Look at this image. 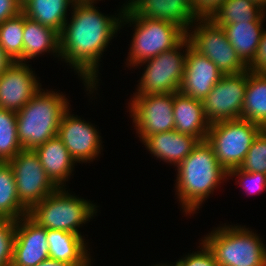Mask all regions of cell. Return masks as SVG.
<instances>
[{
  "instance_id": "cell-32",
  "label": "cell",
  "mask_w": 266,
  "mask_h": 266,
  "mask_svg": "<svg viewBox=\"0 0 266 266\" xmlns=\"http://www.w3.org/2000/svg\"><path fill=\"white\" fill-rule=\"evenodd\" d=\"M240 178L239 185L245 188V191L251 194L260 193L266 189V174L257 172L242 171L239 168L228 172V177L236 176Z\"/></svg>"
},
{
  "instance_id": "cell-28",
  "label": "cell",
  "mask_w": 266,
  "mask_h": 266,
  "mask_svg": "<svg viewBox=\"0 0 266 266\" xmlns=\"http://www.w3.org/2000/svg\"><path fill=\"white\" fill-rule=\"evenodd\" d=\"M24 23L23 12L0 23V46L14 62L23 63Z\"/></svg>"
},
{
  "instance_id": "cell-13",
  "label": "cell",
  "mask_w": 266,
  "mask_h": 266,
  "mask_svg": "<svg viewBox=\"0 0 266 266\" xmlns=\"http://www.w3.org/2000/svg\"><path fill=\"white\" fill-rule=\"evenodd\" d=\"M57 137L64 143L76 163L92 161L100 153L102 142L97 129L71 115L69 109L62 116Z\"/></svg>"
},
{
  "instance_id": "cell-6",
  "label": "cell",
  "mask_w": 266,
  "mask_h": 266,
  "mask_svg": "<svg viewBox=\"0 0 266 266\" xmlns=\"http://www.w3.org/2000/svg\"><path fill=\"white\" fill-rule=\"evenodd\" d=\"M96 207L83 198L72 196L65 188H58L34 205L28 211V216L46 229L63 230L81 235L78 227L90 221L89 219L97 213Z\"/></svg>"
},
{
  "instance_id": "cell-20",
  "label": "cell",
  "mask_w": 266,
  "mask_h": 266,
  "mask_svg": "<svg viewBox=\"0 0 266 266\" xmlns=\"http://www.w3.org/2000/svg\"><path fill=\"white\" fill-rule=\"evenodd\" d=\"M34 150L47 176L58 188H63L76 163L64 143L56 136Z\"/></svg>"
},
{
  "instance_id": "cell-24",
  "label": "cell",
  "mask_w": 266,
  "mask_h": 266,
  "mask_svg": "<svg viewBox=\"0 0 266 266\" xmlns=\"http://www.w3.org/2000/svg\"><path fill=\"white\" fill-rule=\"evenodd\" d=\"M76 0H29L22 6V12L38 23L61 34L67 21V9Z\"/></svg>"
},
{
  "instance_id": "cell-3",
  "label": "cell",
  "mask_w": 266,
  "mask_h": 266,
  "mask_svg": "<svg viewBox=\"0 0 266 266\" xmlns=\"http://www.w3.org/2000/svg\"><path fill=\"white\" fill-rule=\"evenodd\" d=\"M67 98L54 91H39L18 112L17 137L23 149H35L57 136L63 114L69 109Z\"/></svg>"
},
{
  "instance_id": "cell-11",
  "label": "cell",
  "mask_w": 266,
  "mask_h": 266,
  "mask_svg": "<svg viewBox=\"0 0 266 266\" xmlns=\"http://www.w3.org/2000/svg\"><path fill=\"white\" fill-rule=\"evenodd\" d=\"M248 70L224 74L202 100L203 111L209 124L241 119Z\"/></svg>"
},
{
  "instance_id": "cell-12",
  "label": "cell",
  "mask_w": 266,
  "mask_h": 266,
  "mask_svg": "<svg viewBox=\"0 0 266 266\" xmlns=\"http://www.w3.org/2000/svg\"><path fill=\"white\" fill-rule=\"evenodd\" d=\"M133 96L130 116L142 141L150 135L174 129V93Z\"/></svg>"
},
{
  "instance_id": "cell-5",
  "label": "cell",
  "mask_w": 266,
  "mask_h": 266,
  "mask_svg": "<svg viewBox=\"0 0 266 266\" xmlns=\"http://www.w3.org/2000/svg\"><path fill=\"white\" fill-rule=\"evenodd\" d=\"M124 22H132L136 26L128 54L129 66H139L143 61L173 49L186 37L179 26L168 21L138 16L132 10H123L121 25Z\"/></svg>"
},
{
  "instance_id": "cell-18",
  "label": "cell",
  "mask_w": 266,
  "mask_h": 266,
  "mask_svg": "<svg viewBox=\"0 0 266 266\" xmlns=\"http://www.w3.org/2000/svg\"><path fill=\"white\" fill-rule=\"evenodd\" d=\"M174 130L182 134L207 140L210 124L208 123L201 100L187 96L180 91L174 93Z\"/></svg>"
},
{
  "instance_id": "cell-33",
  "label": "cell",
  "mask_w": 266,
  "mask_h": 266,
  "mask_svg": "<svg viewBox=\"0 0 266 266\" xmlns=\"http://www.w3.org/2000/svg\"><path fill=\"white\" fill-rule=\"evenodd\" d=\"M201 251L186 255L177 261L178 266H218L215 257L208 246L202 241Z\"/></svg>"
},
{
  "instance_id": "cell-14",
  "label": "cell",
  "mask_w": 266,
  "mask_h": 266,
  "mask_svg": "<svg viewBox=\"0 0 266 266\" xmlns=\"http://www.w3.org/2000/svg\"><path fill=\"white\" fill-rule=\"evenodd\" d=\"M24 62H13L0 75V108L18 112L41 89V83Z\"/></svg>"
},
{
  "instance_id": "cell-22",
  "label": "cell",
  "mask_w": 266,
  "mask_h": 266,
  "mask_svg": "<svg viewBox=\"0 0 266 266\" xmlns=\"http://www.w3.org/2000/svg\"><path fill=\"white\" fill-rule=\"evenodd\" d=\"M58 53L60 57V34L25 15L23 33V61L33 59L44 52Z\"/></svg>"
},
{
  "instance_id": "cell-2",
  "label": "cell",
  "mask_w": 266,
  "mask_h": 266,
  "mask_svg": "<svg viewBox=\"0 0 266 266\" xmlns=\"http://www.w3.org/2000/svg\"><path fill=\"white\" fill-rule=\"evenodd\" d=\"M177 171L176 192L187 214L198 210L221 180L228 177V172L218 163L213 147L206 140L198 143L177 166Z\"/></svg>"
},
{
  "instance_id": "cell-19",
  "label": "cell",
  "mask_w": 266,
  "mask_h": 266,
  "mask_svg": "<svg viewBox=\"0 0 266 266\" xmlns=\"http://www.w3.org/2000/svg\"><path fill=\"white\" fill-rule=\"evenodd\" d=\"M142 142L155 157L173 163L177 167L193 151L200 140L173 129L150 135Z\"/></svg>"
},
{
  "instance_id": "cell-9",
  "label": "cell",
  "mask_w": 266,
  "mask_h": 266,
  "mask_svg": "<svg viewBox=\"0 0 266 266\" xmlns=\"http://www.w3.org/2000/svg\"><path fill=\"white\" fill-rule=\"evenodd\" d=\"M193 32L186 37L191 47L211 60L223 74H236L248 70L229 43L226 32L211 19H199ZM199 24V25H198Z\"/></svg>"
},
{
  "instance_id": "cell-40",
  "label": "cell",
  "mask_w": 266,
  "mask_h": 266,
  "mask_svg": "<svg viewBox=\"0 0 266 266\" xmlns=\"http://www.w3.org/2000/svg\"><path fill=\"white\" fill-rule=\"evenodd\" d=\"M251 2H253L254 4L258 5L259 7H261L263 10H266V0H249Z\"/></svg>"
},
{
  "instance_id": "cell-35",
  "label": "cell",
  "mask_w": 266,
  "mask_h": 266,
  "mask_svg": "<svg viewBox=\"0 0 266 266\" xmlns=\"http://www.w3.org/2000/svg\"><path fill=\"white\" fill-rule=\"evenodd\" d=\"M248 70L255 73L266 74V31L264 30L253 61Z\"/></svg>"
},
{
  "instance_id": "cell-23",
  "label": "cell",
  "mask_w": 266,
  "mask_h": 266,
  "mask_svg": "<svg viewBox=\"0 0 266 266\" xmlns=\"http://www.w3.org/2000/svg\"><path fill=\"white\" fill-rule=\"evenodd\" d=\"M229 43L240 59L248 66L255 58L264 31L263 22H239L222 27Z\"/></svg>"
},
{
  "instance_id": "cell-10",
  "label": "cell",
  "mask_w": 266,
  "mask_h": 266,
  "mask_svg": "<svg viewBox=\"0 0 266 266\" xmlns=\"http://www.w3.org/2000/svg\"><path fill=\"white\" fill-rule=\"evenodd\" d=\"M8 163L14 173L19 201L28 210L58 189L47 176L35 150L22 149Z\"/></svg>"
},
{
  "instance_id": "cell-30",
  "label": "cell",
  "mask_w": 266,
  "mask_h": 266,
  "mask_svg": "<svg viewBox=\"0 0 266 266\" xmlns=\"http://www.w3.org/2000/svg\"><path fill=\"white\" fill-rule=\"evenodd\" d=\"M239 169L266 174V128L254 139Z\"/></svg>"
},
{
  "instance_id": "cell-26",
  "label": "cell",
  "mask_w": 266,
  "mask_h": 266,
  "mask_svg": "<svg viewBox=\"0 0 266 266\" xmlns=\"http://www.w3.org/2000/svg\"><path fill=\"white\" fill-rule=\"evenodd\" d=\"M19 201L13 170L8 162H0V219L17 221L28 215Z\"/></svg>"
},
{
  "instance_id": "cell-31",
  "label": "cell",
  "mask_w": 266,
  "mask_h": 266,
  "mask_svg": "<svg viewBox=\"0 0 266 266\" xmlns=\"http://www.w3.org/2000/svg\"><path fill=\"white\" fill-rule=\"evenodd\" d=\"M16 221L0 219V266H11L15 241Z\"/></svg>"
},
{
  "instance_id": "cell-41",
  "label": "cell",
  "mask_w": 266,
  "mask_h": 266,
  "mask_svg": "<svg viewBox=\"0 0 266 266\" xmlns=\"http://www.w3.org/2000/svg\"><path fill=\"white\" fill-rule=\"evenodd\" d=\"M21 6H23L29 0H17Z\"/></svg>"
},
{
  "instance_id": "cell-34",
  "label": "cell",
  "mask_w": 266,
  "mask_h": 266,
  "mask_svg": "<svg viewBox=\"0 0 266 266\" xmlns=\"http://www.w3.org/2000/svg\"><path fill=\"white\" fill-rule=\"evenodd\" d=\"M225 0H191V7L198 19H211Z\"/></svg>"
},
{
  "instance_id": "cell-27",
  "label": "cell",
  "mask_w": 266,
  "mask_h": 266,
  "mask_svg": "<svg viewBox=\"0 0 266 266\" xmlns=\"http://www.w3.org/2000/svg\"><path fill=\"white\" fill-rule=\"evenodd\" d=\"M264 12L249 0H225L211 20L219 27L239 22H264Z\"/></svg>"
},
{
  "instance_id": "cell-1",
  "label": "cell",
  "mask_w": 266,
  "mask_h": 266,
  "mask_svg": "<svg viewBox=\"0 0 266 266\" xmlns=\"http://www.w3.org/2000/svg\"><path fill=\"white\" fill-rule=\"evenodd\" d=\"M94 3L93 0L75 1L72 19L69 24L66 21L60 34V56L80 74L89 92L98 83L100 56L122 27L123 13L121 9L118 17L105 16L95 8Z\"/></svg>"
},
{
  "instance_id": "cell-39",
  "label": "cell",
  "mask_w": 266,
  "mask_h": 266,
  "mask_svg": "<svg viewBox=\"0 0 266 266\" xmlns=\"http://www.w3.org/2000/svg\"><path fill=\"white\" fill-rule=\"evenodd\" d=\"M142 0H130L123 6V10H133Z\"/></svg>"
},
{
  "instance_id": "cell-42",
  "label": "cell",
  "mask_w": 266,
  "mask_h": 266,
  "mask_svg": "<svg viewBox=\"0 0 266 266\" xmlns=\"http://www.w3.org/2000/svg\"><path fill=\"white\" fill-rule=\"evenodd\" d=\"M155 266H174V265H166V264H164V265H158V264H156ZM175 266H178V264H177V262H176V265Z\"/></svg>"
},
{
  "instance_id": "cell-8",
  "label": "cell",
  "mask_w": 266,
  "mask_h": 266,
  "mask_svg": "<svg viewBox=\"0 0 266 266\" xmlns=\"http://www.w3.org/2000/svg\"><path fill=\"white\" fill-rule=\"evenodd\" d=\"M187 46H190V41L185 37L173 49L143 61V64H148L140 79L138 92L134 95L178 92L183 81L187 55V49L183 55L180 48Z\"/></svg>"
},
{
  "instance_id": "cell-16",
  "label": "cell",
  "mask_w": 266,
  "mask_h": 266,
  "mask_svg": "<svg viewBox=\"0 0 266 266\" xmlns=\"http://www.w3.org/2000/svg\"><path fill=\"white\" fill-rule=\"evenodd\" d=\"M185 71L179 91L197 100H203L223 77V73L206 56L187 46Z\"/></svg>"
},
{
  "instance_id": "cell-15",
  "label": "cell",
  "mask_w": 266,
  "mask_h": 266,
  "mask_svg": "<svg viewBox=\"0 0 266 266\" xmlns=\"http://www.w3.org/2000/svg\"><path fill=\"white\" fill-rule=\"evenodd\" d=\"M48 258L47 229L28 215L18 219L11 266H36Z\"/></svg>"
},
{
  "instance_id": "cell-43",
  "label": "cell",
  "mask_w": 266,
  "mask_h": 266,
  "mask_svg": "<svg viewBox=\"0 0 266 266\" xmlns=\"http://www.w3.org/2000/svg\"><path fill=\"white\" fill-rule=\"evenodd\" d=\"M76 1H88V0H76ZM93 1H97V0H93Z\"/></svg>"
},
{
  "instance_id": "cell-4",
  "label": "cell",
  "mask_w": 266,
  "mask_h": 266,
  "mask_svg": "<svg viewBox=\"0 0 266 266\" xmlns=\"http://www.w3.org/2000/svg\"><path fill=\"white\" fill-rule=\"evenodd\" d=\"M216 228L202 240L218 266H266V245L258 235L241 226Z\"/></svg>"
},
{
  "instance_id": "cell-21",
  "label": "cell",
  "mask_w": 266,
  "mask_h": 266,
  "mask_svg": "<svg viewBox=\"0 0 266 266\" xmlns=\"http://www.w3.org/2000/svg\"><path fill=\"white\" fill-rule=\"evenodd\" d=\"M82 235L63 230L47 229V243L49 258L60 262L90 266L91 261L87 253V243Z\"/></svg>"
},
{
  "instance_id": "cell-29",
  "label": "cell",
  "mask_w": 266,
  "mask_h": 266,
  "mask_svg": "<svg viewBox=\"0 0 266 266\" xmlns=\"http://www.w3.org/2000/svg\"><path fill=\"white\" fill-rule=\"evenodd\" d=\"M22 149L17 137L16 112L0 108V162H8Z\"/></svg>"
},
{
  "instance_id": "cell-17",
  "label": "cell",
  "mask_w": 266,
  "mask_h": 266,
  "mask_svg": "<svg viewBox=\"0 0 266 266\" xmlns=\"http://www.w3.org/2000/svg\"><path fill=\"white\" fill-rule=\"evenodd\" d=\"M132 11L138 16L171 22L185 33L199 20L191 7V0H142Z\"/></svg>"
},
{
  "instance_id": "cell-7",
  "label": "cell",
  "mask_w": 266,
  "mask_h": 266,
  "mask_svg": "<svg viewBox=\"0 0 266 266\" xmlns=\"http://www.w3.org/2000/svg\"><path fill=\"white\" fill-rule=\"evenodd\" d=\"M262 129L244 119L216 122L210 124L206 141L213 147L218 163L229 172L239 168Z\"/></svg>"
},
{
  "instance_id": "cell-37",
  "label": "cell",
  "mask_w": 266,
  "mask_h": 266,
  "mask_svg": "<svg viewBox=\"0 0 266 266\" xmlns=\"http://www.w3.org/2000/svg\"><path fill=\"white\" fill-rule=\"evenodd\" d=\"M12 58L0 46V75L13 63Z\"/></svg>"
},
{
  "instance_id": "cell-38",
  "label": "cell",
  "mask_w": 266,
  "mask_h": 266,
  "mask_svg": "<svg viewBox=\"0 0 266 266\" xmlns=\"http://www.w3.org/2000/svg\"><path fill=\"white\" fill-rule=\"evenodd\" d=\"M36 266H77L76 264H70V263H65V262H60L54 259H46L43 262H40Z\"/></svg>"
},
{
  "instance_id": "cell-25",
  "label": "cell",
  "mask_w": 266,
  "mask_h": 266,
  "mask_svg": "<svg viewBox=\"0 0 266 266\" xmlns=\"http://www.w3.org/2000/svg\"><path fill=\"white\" fill-rule=\"evenodd\" d=\"M241 119L266 128V74L248 70Z\"/></svg>"
},
{
  "instance_id": "cell-36",
  "label": "cell",
  "mask_w": 266,
  "mask_h": 266,
  "mask_svg": "<svg viewBox=\"0 0 266 266\" xmlns=\"http://www.w3.org/2000/svg\"><path fill=\"white\" fill-rule=\"evenodd\" d=\"M22 12V6L17 0H0V23Z\"/></svg>"
}]
</instances>
